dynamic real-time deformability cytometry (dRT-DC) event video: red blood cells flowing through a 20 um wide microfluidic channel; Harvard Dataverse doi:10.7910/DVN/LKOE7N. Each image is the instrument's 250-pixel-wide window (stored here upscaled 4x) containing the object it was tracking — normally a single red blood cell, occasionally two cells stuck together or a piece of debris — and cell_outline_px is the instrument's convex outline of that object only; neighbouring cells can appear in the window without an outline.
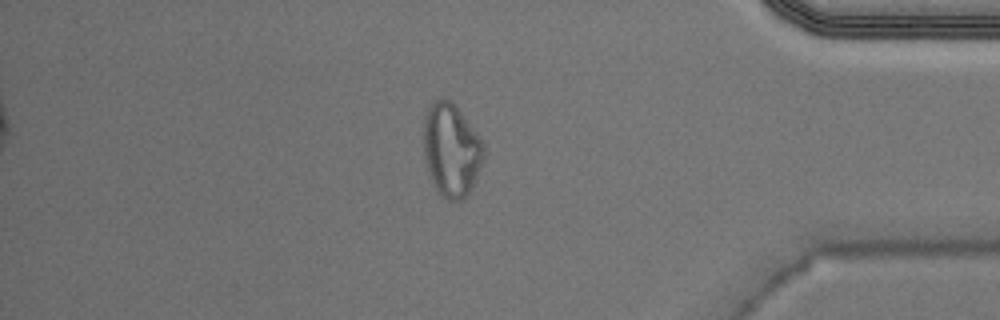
{"species": "Egyptian fruit bat (a non-hibernating species)", "species_latin": "Rousettus aegyptiacus", "temperature_condition": "warm", "stored_images_in_passage": 50, "camera_frame_rate_fps": 3000, "um_per_image_px": 0.085, "animal": {"sex": "male"}, "frame": {"image": 1, "passage_image": 43, "time_ms": 14.0, "image_size_px": [1000, 320], "cell_outline_px": [[484, 156], [472, 188], [460, 200], [448, 200], [440, 192], [432, 180], [428, 172], [424, 156], [424, 116], [428, 108], [440, 96], [452, 100], [456, 104], [484, 144]], "centroid_in_image_um": [38.36, 12.69], "position_along_channel_um": 396.8, "area_um2": 32.37}, "authors_computed_cell_mechanics": {"area_um2": 22.3686, "velocity_mm_per_s": 3.9912, "shape_relaxation_time_tau1_ms": null, "shape_relaxation_time_tau2_ms": 2.3228, "deformation_change_tau1": null, "deformation_change_tau2": 0.0983}}